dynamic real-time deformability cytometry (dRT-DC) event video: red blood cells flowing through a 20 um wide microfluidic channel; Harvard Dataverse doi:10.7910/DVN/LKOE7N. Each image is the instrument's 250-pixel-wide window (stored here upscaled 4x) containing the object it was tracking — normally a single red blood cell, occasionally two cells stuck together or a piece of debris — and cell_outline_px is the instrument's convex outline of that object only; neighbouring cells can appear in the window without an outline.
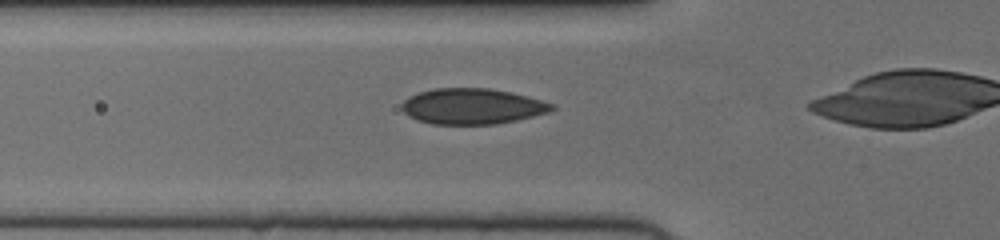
{"species": "human", "species_latin": "Homo sapiens", "temperature_condition": "cold", "stored_images_in_passage": 37, "camera_frame_rate_fps": 3000, "um_per_image_px": 0.085, "donor": {"sex": "female"}, "frame": {"image": 1, "passage_image": 14, "time_ms": 4.333, "image_size_px": [1000, 240], "cell_outline_px": [[556, 108], [548, 112], [516, 120], [496, 124], [432, 124], [408, 116], [400, 108], [400, 104], [408, 96], [420, 92], [436, 88], [488, 88], [512, 92], [528, 96], [552, 104]], "centroid_in_image_um": [40.11, 9.03], "position_along_channel_um": 85.7, "area_um2": 31.15}}
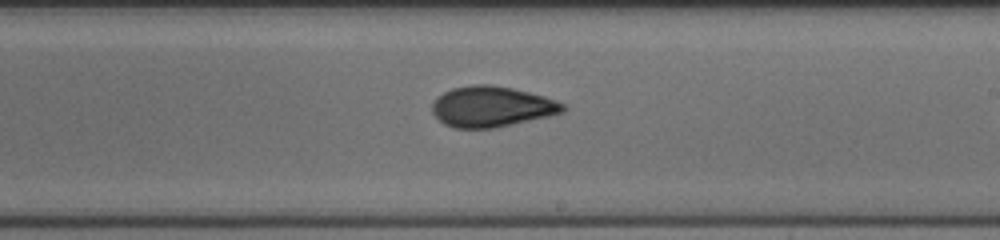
{"frame": {"image": 2, "passage_image": 26, "time_ms": 8.333, "image_size_px": [1000, 240], "cell_outline_px": [[564, 112], [548, 116], [492, 128], [452, 128], [444, 124], [432, 112], [432, 104], [444, 92], [452, 88], [472, 84], [492, 84], [512, 88], [544, 96], [556, 100], [564, 104]], "centroid_in_image_um": [41.78, 9.05], "position_along_channel_um": 247.2, "area_um2": 30.69}}
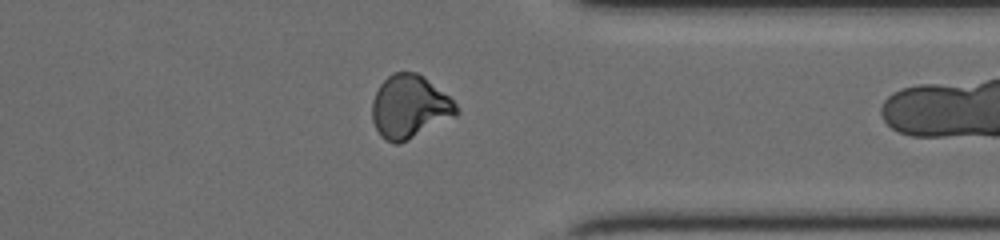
{"frame": {"image": 3, "passage_image": 36, "time_ms": 11.667, "image_size_px": [1000, 240], "cell_outline_px": [[460, 112], [456, 116], [400, 144], [392, 144], [384, 140], [380, 136], [372, 120], [372, 100], [380, 84], [392, 72], [416, 72], [424, 76], [448, 96], [456, 104]], "centroid_in_image_um": [34.8, 9.09], "position_along_channel_um": 376.6, "area_um2": 31.15}}